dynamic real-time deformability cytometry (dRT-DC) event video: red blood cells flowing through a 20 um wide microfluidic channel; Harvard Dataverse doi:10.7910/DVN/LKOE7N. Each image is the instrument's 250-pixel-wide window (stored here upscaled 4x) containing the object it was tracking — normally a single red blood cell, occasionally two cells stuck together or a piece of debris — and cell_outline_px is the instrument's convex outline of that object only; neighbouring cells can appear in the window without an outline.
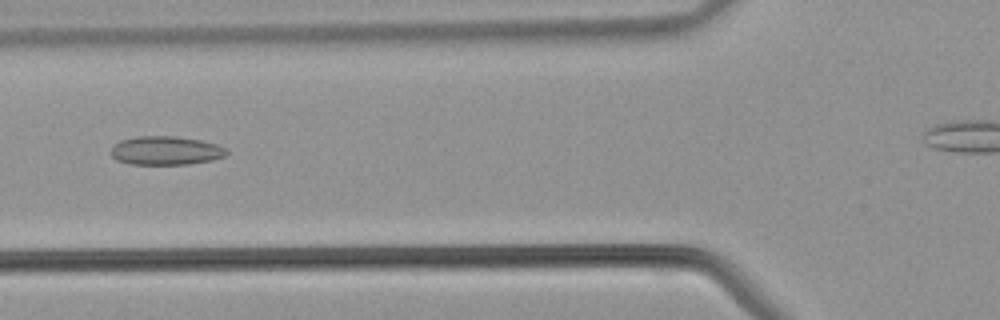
{"species": "common noctule bat (a hibernating species)", "species_latin": "Nyctalus noctula", "temperature_condition": "warm", "stored_images_in_passage": 17, "camera_frame_rate_fps": 3000, "um_per_image_px": 0.085, "animal": {"sex": "male", "body_mass_g": 21.5, "forearm_length_mm": 52.0}, "frame": {"image": 1, "passage_image": 3, "time_ms": 0.667, "image_size_px": [1000, 320], "cell_outline_px": [[228, 152], [224, 156], [212, 160], [188, 164], [128, 164], [116, 160], [112, 156], [112, 148], [120, 140], [136, 136], [176, 136], [200, 140], [216, 144], [228, 148]], "centroid_in_image_um": [14.1, 12.8], "position_along_channel_um": 111.7, "area_um2": 19.36}}